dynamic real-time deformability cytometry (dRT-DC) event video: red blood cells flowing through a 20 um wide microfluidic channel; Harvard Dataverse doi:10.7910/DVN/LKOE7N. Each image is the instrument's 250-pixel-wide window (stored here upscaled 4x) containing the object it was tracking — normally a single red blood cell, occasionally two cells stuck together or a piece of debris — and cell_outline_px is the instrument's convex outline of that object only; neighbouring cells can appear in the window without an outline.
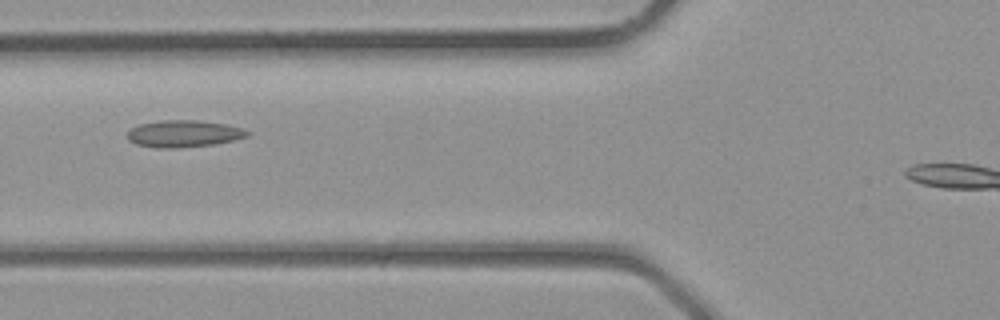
{"species": "common noctule bat (a hibernating species)", "species_latin": "Nyctalus noctula", "temperature_condition": "room temperature", "stored_images_in_passage": 7, "segment_of_instrument_passage": [1, 2], "camera_frame_rate_fps": 3000, "um_per_image_px": 0.085, "animal": {"sex": "male", "body_mass_g": 23.1, "forearm_length_mm": 52.7}, "frame": {"image": 1, "passage_image": 6, "time_ms": 1.667, "image_size_px": [1000, 320], "cell_outline_px": [[252, 132], [248, 136], [216, 144], [180, 148], [156, 148], [136, 144], [128, 140], [128, 132], [132, 128], [140, 124], [160, 120], [196, 120], [224, 124], [244, 128]], "centroid_in_image_um": [15.64, 11.37], "position_along_channel_um": 110.2, "area_um2": 18.9}}